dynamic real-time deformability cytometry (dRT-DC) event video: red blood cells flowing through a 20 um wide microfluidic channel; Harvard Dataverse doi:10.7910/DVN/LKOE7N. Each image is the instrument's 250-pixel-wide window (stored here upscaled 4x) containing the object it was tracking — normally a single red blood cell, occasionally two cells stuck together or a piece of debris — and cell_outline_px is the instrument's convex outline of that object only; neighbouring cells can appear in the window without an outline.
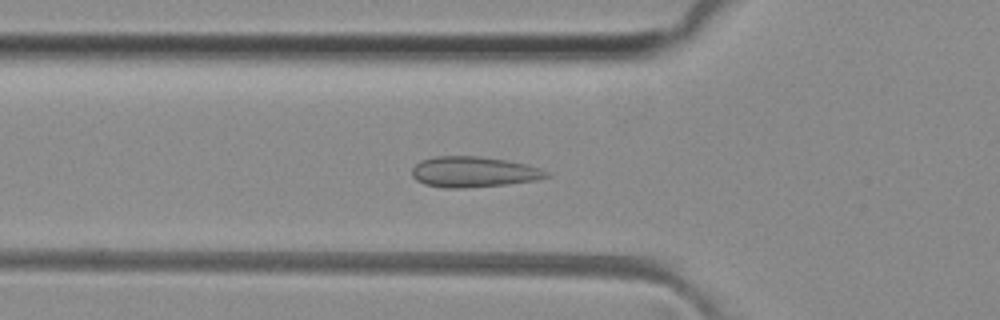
{"species": "common noctule bat (a hibernating species)", "species_latin": "Nyctalus noctula", "temperature_condition": "room temperature", "stored_images_in_passage": 49, "camera_frame_rate_fps": 3000, "um_per_image_px": 0.085, "animal": {"sex": "female", "body_mass_g": 29.2, "forearm_length_mm": 56.3}, "frame": {"image": 1, "passage_image": 16, "time_ms": 5.0, "image_size_px": [1000, 320], "cell_outline_px": [[552, 176], [536, 180], [508, 184], [464, 188], [444, 188], [424, 184], [416, 180], [412, 176], [412, 168], [420, 160], [436, 156], [476, 156], [508, 160], [540, 168], [548, 172]], "centroid_in_image_um": [40.25, 14.61], "position_along_channel_um": 85.6, "area_um2": 24.1}}
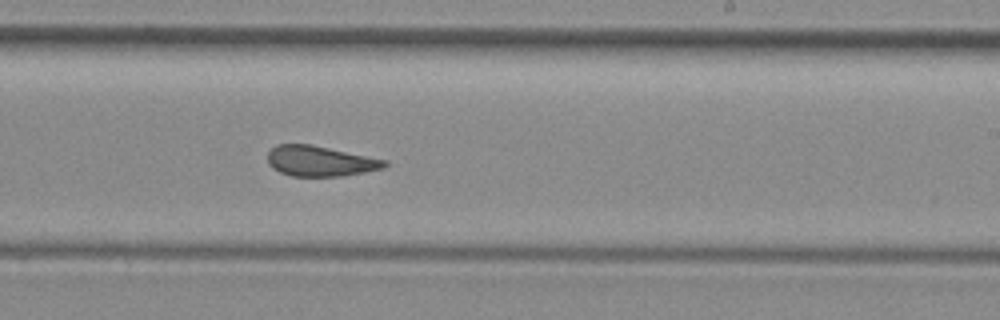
{"frame": {"image": 2, "passage_image": 29, "time_ms": 9.333, "image_size_px": [1000, 320], "cell_outline_px": [[388, 164], [384, 168], [344, 176], [292, 176], [280, 172], [272, 168], [268, 164], [268, 152], [276, 144], [312, 144], [388, 160]], "centroid_in_image_um": [27.22, 13.69], "position_along_channel_um": 261.8, "area_um2": 20.87}}
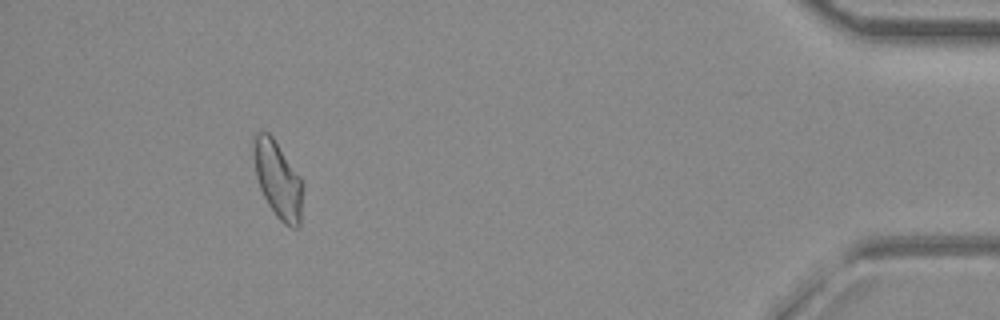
{"frame": {"image": 3, "passage_image": 45, "time_ms": 14.667, "image_size_px": [1000, 320], "cell_outline_px": [[304, 184], [300, 224], [296, 228], [292, 228], [284, 224], [276, 216], [268, 204], [260, 188], [256, 176], [252, 148], [252, 136], [256, 132], [268, 132], [272, 136], [300, 176]], "centroid_in_image_um": [23.62, 15.26], "position_along_channel_um": 411.6, "area_um2": 22.25}, "authors_computed_cell_mechanics": {"area_um2": 22.0796, "velocity_mm_per_s": 4.0683, "shape_relaxation_time_tau1_ms": null, "shape_relaxation_time_tau2_ms": 0.9054, "deformation_change_tau1": null, "deformation_change_tau2": 0.0692}}